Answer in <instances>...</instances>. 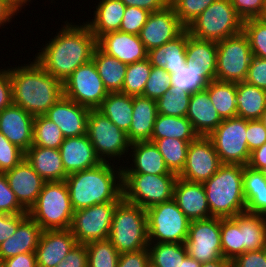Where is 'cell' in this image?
I'll return each mask as SVG.
<instances>
[{
  "mask_svg": "<svg viewBox=\"0 0 266 267\" xmlns=\"http://www.w3.org/2000/svg\"><path fill=\"white\" fill-rule=\"evenodd\" d=\"M64 21L61 29L35 54L34 60L62 83L82 64L93 59L97 38L83 22ZM76 24V25H75Z\"/></svg>",
  "mask_w": 266,
  "mask_h": 267,
  "instance_id": "obj_1",
  "label": "cell"
},
{
  "mask_svg": "<svg viewBox=\"0 0 266 267\" xmlns=\"http://www.w3.org/2000/svg\"><path fill=\"white\" fill-rule=\"evenodd\" d=\"M29 63L5 68L12 82L13 104L36 117L45 115L63 96V83L45 71L34 59Z\"/></svg>",
  "mask_w": 266,
  "mask_h": 267,
  "instance_id": "obj_2",
  "label": "cell"
},
{
  "mask_svg": "<svg viewBox=\"0 0 266 267\" xmlns=\"http://www.w3.org/2000/svg\"><path fill=\"white\" fill-rule=\"evenodd\" d=\"M116 166V167H115ZM99 165L68 175L65 179L74 211L123 198L122 164ZM118 166V167H117Z\"/></svg>",
  "mask_w": 266,
  "mask_h": 267,
  "instance_id": "obj_3",
  "label": "cell"
},
{
  "mask_svg": "<svg viewBox=\"0 0 266 267\" xmlns=\"http://www.w3.org/2000/svg\"><path fill=\"white\" fill-rule=\"evenodd\" d=\"M203 185L211 217L233 218L245 212L242 165L222 164Z\"/></svg>",
  "mask_w": 266,
  "mask_h": 267,
  "instance_id": "obj_4",
  "label": "cell"
},
{
  "mask_svg": "<svg viewBox=\"0 0 266 267\" xmlns=\"http://www.w3.org/2000/svg\"><path fill=\"white\" fill-rule=\"evenodd\" d=\"M108 240L119 254L146 249L149 245L146 209L122 198L116 205Z\"/></svg>",
  "mask_w": 266,
  "mask_h": 267,
  "instance_id": "obj_5",
  "label": "cell"
},
{
  "mask_svg": "<svg viewBox=\"0 0 266 267\" xmlns=\"http://www.w3.org/2000/svg\"><path fill=\"white\" fill-rule=\"evenodd\" d=\"M74 210L65 180L45 182L28 215L43 229H70Z\"/></svg>",
  "mask_w": 266,
  "mask_h": 267,
  "instance_id": "obj_6",
  "label": "cell"
},
{
  "mask_svg": "<svg viewBox=\"0 0 266 267\" xmlns=\"http://www.w3.org/2000/svg\"><path fill=\"white\" fill-rule=\"evenodd\" d=\"M186 30L195 38L220 42L243 31V20L231 0H216Z\"/></svg>",
  "mask_w": 266,
  "mask_h": 267,
  "instance_id": "obj_7",
  "label": "cell"
},
{
  "mask_svg": "<svg viewBox=\"0 0 266 267\" xmlns=\"http://www.w3.org/2000/svg\"><path fill=\"white\" fill-rule=\"evenodd\" d=\"M177 178L176 174L122 173L123 198L144 209L169 201Z\"/></svg>",
  "mask_w": 266,
  "mask_h": 267,
  "instance_id": "obj_8",
  "label": "cell"
},
{
  "mask_svg": "<svg viewBox=\"0 0 266 267\" xmlns=\"http://www.w3.org/2000/svg\"><path fill=\"white\" fill-rule=\"evenodd\" d=\"M87 135L102 162H111L112 160L113 163L120 165L121 159L123 163H125V159H128L126 156L130 151L131 143L127 133L97 109H91L88 115ZM115 160L119 162H115Z\"/></svg>",
  "mask_w": 266,
  "mask_h": 267,
  "instance_id": "obj_9",
  "label": "cell"
},
{
  "mask_svg": "<svg viewBox=\"0 0 266 267\" xmlns=\"http://www.w3.org/2000/svg\"><path fill=\"white\" fill-rule=\"evenodd\" d=\"M146 215L148 242L185 243L191 221L174 199L147 208Z\"/></svg>",
  "mask_w": 266,
  "mask_h": 267,
  "instance_id": "obj_10",
  "label": "cell"
},
{
  "mask_svg": "<svg viewBox=\"0 0 266 267\" xmlns=\"http://www.w3.org/2000/svg\"><path fill=\"white\" fill-rule=\"evenodd\" d=\"M247 119L233 117L223 119L208 136L221 164L248 165L250 151L246 139Z\"/></svg>",
  "mask_w": 266,
  "mask_h": 267,
  "instance_id": "obj_11",
  "label": "cell"
},
{
  "mask_svg": "<svg viewBox=\"0 0 266 267\" xmlns=\"http://www.w3.org/2000/svg\"><path fill=\"white\" fill-rule=\"evenodd\" d=\"M252 57L249 39L243 31L217 42L216 80L245 81Z\"/></svg>",
  "mask_w": 266,
  "mask_h": 267,
  "instance_id": "obj_12",
  "label": "cell"
},
{
  "mask_svg": "<svg viewBox=\"0 0 266 267\" xmlns=\"http://www.w3.org/2000/svg\"><path fill=\"white\" fill-rule=\"evenodd\" d=\"M107 95L93 60L79 66L63 82V96L89 109H97Z\"/></svg>",
  "mask_w": 266,
  "mask_h": 267,
  "instance_id": "obj_13",
  "label": "cell"
},
{
  "mask_svg": "<svg viewBox=\"0 0 266 267\" xmlns=\"http://www.w3.org/2000/svg\"><path fill=\"white\" fill-rule=\"evenodd\" d=\"M118 202H107L74 211L70 230L77 244L107 240Z\"/></svg>",
  "mask_w": 266,
  "mask_h": 267,
  "instance_id": "obj_14",
  "label": "cell"
},
{
  "mask_svg": "<svg viewBox=\"0 0 266 267\" xmlns=\"http://www.w3.org/2000/svg\"><path fill=\"white\" fill-rule=\"evenodd\" d=\"M185 245L188 255L200 263L221 259V218L191 221Z\"/></svg>",
  "mask_w": 266,
  "mask_h": 267,
  "instance_id": "obj_15",
  "label": "cell"
},
{
  "mask_svg": "<svg viewBox=\"0 0 266 267\" xmlns=\"http://www.w3.org/2000/svg\"><path fill=\"white\" fill-rule=\"evenodd\" d=\"M221 165L212 141L208 137L198 136L189 144L186 163L178 177L189 182L203 183L213 176Z\"/></svg>",
  "mask_w": 266,
  "mask_h": 267,
  "instance_id": "obj_16",
  "label": "cell"
},
{
  "mask_svg": "<svg viewBox=\"0 0 266 267\" xmlns=\"http://www.w3.org/2000/svg\"><path fill=\"white\" fill-rule=\"evenodd\" d=\"M186 27L169 4L163 10L151 12L139 34L147 51L162 46L180 36Z\"/></svg>",
  "mask_w": 266,
  "mask_h": 267,
  "instance_id": "obj_17",
  "label": "cell"
},
{
  "mask_svg": "<svg viewBox=\"0 0 266 267\" xmlns=\"http://www.w3.org/2000/svg\"><path fill=\"white\" fill-rule=\"evenodd\" d=\"M5 176L17 201L28 212L35 204L46 181L25 158L14 168L6 171Z\"/></svg>",
  "mask_w": 266,
  "mask_h": 267,
  "instance_id": "obj_18",
  "label": "cell"
},
{
  "mask_svg": "<svg viewBox=\"0 0 266 267\" xmlns=\"http://www.w3.org/2000/svg\"><path fill=\"white\" fill-rule=\"evenodd\" d=\"M89 108L62 96L45 114L60 127L65 138L87 134Z\"/></svg>",
  "mask_w": 266,
  "mask_h": 267,
  "instance_id": "obj_19",
  "label": "cell"
},
{
  "mask_svg": "<svg viewBox=\"0 0 266 267\" xmlns=\"http://www.w3.org/2000/svg\"><path fill=\"white\" fill-rule=\"evenodd\" d=\"M97 46L104 53L127 65L145 60L148 55L139 35L122 31H111L103 34L97 39Z\"/></svg>",
  "mask_w": 266,
  "mask_h": 267,
  "instance_id": "obj_20",
  "label": "cell"
},
{
  "mask_svg": "<svg viewBox=\"0 0 266 267\" xmlns=\"http://www.w3.org/2000/svg\"><path fill=\"white\" fill-rule=\"evenodd\" d=\"M77 244L70 229L43 230L35 250L38 267H55Z\"/></svg>",
  "mask_w": 266,
  "mask_h": 267,
  "instance_id": "obj_21",
  "label": "cell"
},
{
  "mask_svg": "<svg viewBox=\"0 0 266 267\" xmlns=\"http://www.w3.org/2000/svg\"><path fill=\"white\" fill-rule=\"evenodd\" d=\"M34 116L12 104L0 112V133L26 152L33 143Z\"/></svg>",
  "mask_w": 266,
  "mask_h": 267,
  "instance_id": "obj_22",
  "label": "cell"
},
{
  "mask_svg": "<svg viewBox=\"0 0 266 267\" xmlns=\"http://www.w3.org/2000/svg\"><path fill=\"white\" fill-rule=\"evenodd\" d=\"M59 151L67 175L93 168L102 162L87 134L65 138Z\"/></svg>",
  "mask_w": 266,
  "mask_h": 267,
  "instance_id": "obj_23",
  "label": "cell"
},
{
  "mask_svg": "<svg viewBox=\"0 0 266 267\" xmlns=\"http://www.w3.org/2000/svg\"><path fill=\"white\" fill-rule=\"evenodd\" d=\"M173 199L190 221L211 218L203 183L177 178Z\"/></svg>",
  "mask_w": 266,
  "mask_h": 267,
  "instance_id": "obj_24",
  "label": "cell"
},
{
  "mask_svg": "<svg viewBox=\"0 0 266 267\" xmlns=\"http://www.w3.org/2000/svg\"><path fill=\"white\" fill-rule=\"evenodd\" d=\"M129 158L123 164L122 173L175 174L167 168L164 158L151 141L135 142L130 145Z\"/></svg>",
  "mask_w": 266,
  "mask_h": 267,
  "instance_id": "obj_25",
  "label": "cell"
},
{
  "mask_svg": "<svg viewBox=\"0 0 266 267\" xmlns=\"http://www.w3.org/2000/svg\"><path fill=\"white\" fill-rule=\"evenodd\" d=\"M186 118L198 136L208 137L223 121L214 108L205 88L191 94Z\"/></svg>",
  "mask_w": 266,
  "mask_h": 267,
  "instance_id": "obj_26",
  "label": "cell"
},
{
  "mask_svg": "<svg viewBox=\"0 0 266 267\" xmlns=\"http://www.w3.org/2000/svg\"><path fill=\"white\" fill-rule=\"evenodd\" d=\"M42 232L43 229L28 215L18 225L16 232L0 244V259L35 252Z\"/></svg>",
  "mask_w": 266,
  "mask_h": 267,
  "instance_id": "obj_27",
  "label": "cell"
},
{
  "mask_svg": "<svg viewBox=\"0 0 266 267\" xmlns=\"http://www.w3.org/2000/svg\"><path fill=\"white\" fill-rule=\"evenodd\" d=\"M25 159L46 182L63 181L68 176L59 149L31 145Z\"/></svg>",
  "mask_w": 266,
  "mask_h": 267,
  "instance_id": "obj_28",
  "label": "cell"
},
{
  "mask_svg": "<svg viewBox=\"0 0 266 267\" xmlns=\"http://www.w3.org/2000/svg\"><path fill=\"white\" fill-rule=\"evenodd\" d=\"M157 114L155 100L144 96L133 97V117L127 133L131 144L151 140Z\"/></svg>",
  "mask_w": 266,
  "mask_h": 267,
  "instance_id": "obj_29",
  "label": "cell"
},
{
  "mask_svg": "<svg viewBox=\"0 0 266 267\" xmlns=\"http://www.w3.org/2000/svg\"><path fill=\"white\" fill-rule=\"evenodd\" d=\"M187 30L176 39L148 51L147 58L154 67L164 68L169 74L186 66Z\"/></svg>",
  "mask_w": 266,
  "mask_h": 267,
  "instance_id": "obj_30",
  "label": "cell"
},
{
  "mask_svg": "<svg viewBox=\"0 0 266 267\" xmlns=\"http://www.w3.org/2000/svg\"><path fill=\"white\" fill-rule=\"evenodd\" d=\"M97 3L93 7V19H88L85 23L98 39L105 33L119 31L126 6L121 0H99Z\"/></svg>",
  "mask_w": 266,
  "mask_h": 267,
  "instance_id": "obj_31",
  "label": "cell"
},
{
  "mask_svg": "<svg viewBox=\"0 0 266 267\" xmlns=\"http://www.w3.org/2000/svg\"><path fill=\"white\" fill-rule=\"evenodd\" d=\"M186 59L210 80H216L217 42L201 40L187 31Z\"/></svg>",
  "mask_w": 266,
  "mask_h": 267,
  "instance_id": "obj_32",
  "label": "cell"
},
{
  "mask_svg": "<svg viewBox=\"0 0 266 267\" xmlns=\"http://www.w3.org/2000/svg\"><path fill=\"white\" fill-rule=\"evenodd\" d=\"M243 193L246 201L245 212L250 214H266V176L259 171L243 166Z\"/></svg>",
  "mask_w": 266,
  "mask_h": 267,
  "instance_id": "obj_33",
  "label": "cell"
},
{
  "mask_svg": "<svg viewBox=\"0 0 266 267\" xmlns=\"http://www.w3.org/2000/svg\"><path fill=\"white\" fill-rule=\"evenodd\" d=\"M237 117L259 120L266 109V90L246 81L236 83Z\"/></svg>",
  "mask_w": 266,
  "mask_h": 267,
  "instance_id": "obj_34",
  "label": "cell"
},
{
  "mask_svg": "<svg viewBox=\"0 0 266 267\" xmlns=\"http://www.w3.org/2000/svg\"><path fill=\"white\" fill-rule=\"evenodd\" d=\"M92 60L108 93L121 92L128 65L104 53L98 46Z\"/></svg>",
  "mask_w": 266,
  "mask_h": 267,
  "instance_id": "obj_35",
  "label": "cell"
},
{
  "mask_svg": "<svg viewBox=\"0 0 266 267\" xmlns=\"http://www.w3.org/2000/svg\"><path fill=\"white\" fill-rule=\"evenodd\" d=\"M97 110L122 131L129 132L133 117V96L121 92L108 93Z\"/></svg>",
  "mask_w": 266,
  "mask_h": 267,
  "instance_id": "obj_36",
  "label": "cell"
},
{
  "mask_svg": "<svg viewBox=\"0 0 266 267\" xmlns=\"http://www.w3.org/2000/svg\"><path fill=\"white\" fill-rule=\"evenodd\" d=\"M233 219L241 228L243 253L246 251L265 249L266 220L264 215L244 212L234 216Z\"/></svg>",
  "mask_w": 266,
  "mask_h": 267,
  "instance_id": "obj_37",
  "label": "cell"
},
{
  "mask_svg": "<svg viewBox=\"0 0 266 267\" xmlns=\"http://www.w3.org/2000/svg\"><path fill=\"white\" fill-rule=\"evenodd\" d=\"M177 138L180 140H195L198 135L191 122L185 117L157 114L151 140L163 138Z\"/></svg>",
  "mask_w": 266,
  "mask_h": 267,
  "instance_id": "obj_38",
  "label": "cell"
},
{
  "mask_svg": "<svg viewBox=\"0 0 266 267\" xmlns=\"http://www.w3.org/2000/svg\"><path fill=\"white\" fill-rule=\"evenodd\" d=\"M206 89L214 108L222 119L237 116L236 83L212 80Z\"/></svg>",
  "mask_w": 266,
  "mask_h": 267,
  "instance_id": "obj_39",
  "label": "cell"
},
{
  "mask_svg": "<svg viewBox=\"0 0 266 267\" xmlns=\"http://www.w3.org/2000/svg\"><path fill=\"white\" fill-rule=\"evenodd\" d=\"M150 141L153 142L160 151L170 172L179 175L186 163L189 144L194 140H180L168 137Z\"/></svg>",
  "mask_w": 266,
  "mask_h": 267,
  "instance_id": "obj_40",
  "label": "cell"
},
{
  "mask_svg": "<svg viewBox=\"0 0 266 267\" xmlns=\"http://www.w3.org/2000/svg\"><path fill=\"white\" fill-rule=\"evenodd\" d=\"M150 267H180L188 255L185 243L149 242Z\"/></svg>",
  "mask_w": 266,
  "mask_h": 267,
  "instance_id": "obj_41",
  "label": "cell"
},
{
  "mask_svg": "<svg viewBox=\"0 0 266 267\" xmlns=\"http://www.w3.org/2000/svg\"><path fill=\"white\" fill-rule=\"evenodd\" d=\"M64 139L60 127L48 117L39 115L34 118L32 145L59 149Z\"/></svg>",
  "mask_w": 266,
  "mask_h": 267,
  "instance_id": "obj_42",
  "label": "cell"
},
{
  "mask_svg": "<svg viewBox=\"0 0 266 267\" xmlns=\"http://www.w3.org/2000/svg\"><path fill=\"white\" fill-rule=\"evenodd\" d=\"M191 94L177 86H170L157 101V112L167 116L185 117Z\"/></svg>",
  "mask_w": 266,
  "mask_h": 267,
  "instance_id": "obj_43",
  "label": "cell"
},
{
  "mask_svg": "<svg viewBox=\"0 0 266 267\" xmlns=\"http://www.w3.org/2000/svg\"><path fill=\"white\" fill-rule=\"evenodd\" d=\"M152 65L148 58L129 64L121 93L129 96H142L146 82L150 76Z\"/></svg>",
  "mask_w": 266,
  "mask_h": 267,
  "instance_id": "obj_44",
  "label": "cell"
},
{
  "mask_svg": "<svg viewBox=\"0 0 266 267\" xmlns=\"http://www.w3.org/2000/svg\"><path fill=\"white\" fill-rule=\"evenodd\" d=\"M222 256L233 261L243 253L241 228L233 218H221Z\"/></svg>",
  "mask_w": 266,
  "mask_h": 267,
  "instance_id": "obj_45",
  "label": "cell"
},
{
  "mask_svg": "<svg viewBox=\"0 0 266 267\" xmlns=\"http://www.w3.org/2000/svg\"><path fill=\"white\" fill-rule=\"evenodd\" d=\"M88 267H117L119 253L107 240L94 241L86 244Z\"/></svg>",
  "mask_w": 266,
  "mask_h": 267,
  "instance_id": "obj_46",
  "label": "cell"
},
{
  "mask_svg": "<svg viewBox=\"0 0 266 267\" xmlns=\"http://www.w3.org/2000/svg\"><path fill=\"white\" fill-rule=\"evenodd\" d=\"M210 80L201 72L194 68L191 61L186 60V66L178 73L171 74L170 86H177L185 92L193 94L205 89Z\"/></svg>",
  "mask_w": 266,
  "mask_h": 267,
  "instance_id": "obj_47",
  "label": "cell"
},
{
  "mask_svg": "<svg viewBox=\"0 0 266 267\" xmlns=\"http://www.w3.org/2000/svg\"><path fill=\"white\" fill-rule=\"evenodd\" d=\"M243 32L249 39L253 56L266 59V21L261 18L243 21Z\"/></svg>",
  "mask_w": 266,
  "mask_h": 267,
  "instance_id": "obj_48",
  "label": "cell"
},
{
  "mask_svg": "<svg viewBox=\"0 0 266 267\" xmlns=\"http://www.w3.org/2000/svg\"><path fill=\"white\" fill-rule=\"evenodd\" d=\"M215 1L216 0H171L169 4L174 8L181 23L187 27Z\"/></svg>",
  "mask_w": 266,
  "mask_h": 267,
  "instance_id": "obj_49",
  "label": "cell"
},
{
  "mask_svg": "<svg viewBox=\"0 0 266 267\" xmlns=\"http://www.w3.org/2000/svg\"><path fill=\"white\" fill-rule=\"evenodd\" d=\"M171 74L164 68L152 66L150 76L146 82L143 95L157 101L166 91L169 90Z\"/></svg>",
  "mask_w": 266,
  "mask_h": 267,
  "instance_id": "obj_50",
  "label": "cell"
},
{
  "mask_svg": "<svg viewBox=\"0 0 266 267\" xmlns=\"http://www.w3.org/2000/svg\"><path fill=\"white\" fill-rule=\"evenodd\" d=\"M25 158V152L0 133V172L5 173Z\"/></svg>",
  "mask_w": 266,
  "mask_h": 267,
  "instance_id": "obj_51",
  "label": "cell"
},
{
  "mask_svg": "<svg viewBox=\"0 0 266 267\" xmlns=\"http://www.w3.org/2000/svg\"><path fill=\"white\" fill-rule=\"evenodd\" d=\"M150 13L142 8L126 6L119 31L139 35Z\"/></svg>",
  "mask_w": 266,
  "mask_h": 267,
  "instance_id": "obj_52",
  "label": "cell"
},
{
  "mask_svg": "<svg viewBox=\"0 0 266 267\" xmlns=\"http://www.w3.org/2000/svg\"><path fill=\"white\" fill-rule=\"evenodd\" d=\"M0 213H28L17 201L15 193L8 185L5 173L0 172Z\"/></svg>",
  "mask_w": 266,
  "mask_h": 267,
  "instance_id": "obj_53",
  "label": "cell"
},
{
  "mask_svg": "<svg viewBox=\"0 0 266 267\" xmlns=\"http://www.w3.org/2000/svg\"><path fill=\"white\" fill-rule=\"evenodd\" d=\"M231 3L243 21L260 18L264 8V0H231Z\"/></svg>",
  "mask_w": 266,
  "mask_h": 267,
  "instance_id": "obj_54",
  "label": "cell"
},
{
  "mask_svg": "<svg viewBox=\"0 0 266 267\" xmlns=\"http://www.w3.org/2000/svg\"><path fill=\"white\" fill-rule=\"evenodd\" d=\"M246 139L250 153L266 143V127L260 120H247Z\"/></svg>",
  "mask_w": 266,
  "mask_h": 267,
  "instance_id": "obj_55",
  "label": "cell"
},
{
  "mask_svg": "<svg viewBox=\"0 0 266 267\" xmlns=\"http://www.w3.org/2000/svg\"><path fill=\"white\" fill-rule=\"evenodd\" d=\"M245 81L266 90V59L252 57Z\"/></svg>",
  "mask_w": 266,
  "mask_h": 267,
  "instance_id": "obj_56",
  "label": "cell"
},
{
  "mask_svg": "<svg viewBox=\"0 0 266 267\" xmlns=\"http://www.w3.org/2000/svg\"><path fill=\"white\" fill-rule=\"evenodd\" d=\"M231 267H266V251H246L231 261Z\"/></svg>",
  "mask_w": 266,
  "mask_h": 267,
  "instance_id": "obj_57",
  "label": "cell"
},
{
  "mask_svg": "<svg viewBox=\"0 0 266 267\" xmlns=\"http://www.w3.org/2000/svg\"><path fill=\"white\" fill-rule=\"evenodd\" d=\"M28 216V213H0V244L13 235L18 225Z\"/></svg>",
  "mask_w": 266,
  "mask_h": 267,
  "instance_id": "obj_58",
  "label": "cell"
},
{
  "mask_svg": "<svg viewBox=\"0 0 266 267\" xmlns=\"http://www.w3.org/2000/svg\"><path fill=\"white\" fill-rule=\"evenodd\" d=\"M55 267H88L86 245L76 244L59 264Z\"/></svg>",
  "mask_w": 266,
  "mask_h": 267,
  "instance_id": "obj_59",
  "label": "cell"
},
{
  "mask_svg": "<svg viewBox=\"0 0 266 267\" xmlns=\"http://www.w3.org/2000/svg\"><path fill=\"white\" fill-rule=\"evenodd\" d=\"M117 267H150L148 248L136 252L119 254Z\"/></svg>",
  "mask_w": 266,
  "mask_h": 267,
  "instance_id": "obj_60",
  "label": "cell"
},
{
  "mask_svg": "<svg viewBox=\"0 0 266 267\" xmlns=\"http://www.w3.org/2000/svg\"><path fill=\"white\" fill-rule=\"evenodd\" d=\"M13 104L12 82L6 68L0 69V112Z\"/></svg>",
  "mask_w": 266,
  "mask_h": 267,
  "instance_id": "obj_61",
  "label": "cell"
},
{
  "mask_svg": "<svg viewBox=\"0 0 266 267\" xmlns=\"http://www.w3.org/2000/svg\"><path fill=\"white\" fill-rule=\"evenodd\" d=\"M3 261V267H38L35 252L18 254Z\"/></svg>",
  "mask_w": 266,
  "mask_h": 267,
  "instance_id": "obj_62",
  "label": "cell"
},
{
  "mask_svg": "<svg viewBox=\"0 0 266 267\" xmlns=\"http://www.w3.org/2000/svg\"><path fill=\"white\" fill-rule=\"evenodd\" d=\"M125 6L138 7L149 12H157L163 10L169 5L168 0H121Z\"/></svg>",
  "mask_w": 266,
  "mask_h": 267,
  "instance_id": "obj_63",
  "label": "cell"
},
{
  "mask_svg": "<svg viewBox=\"0 0 266 267\" xmlns=\"http://www.w3.org/2000/svg\"><path fill=\"white\" fill-rule=\"evenodd\" d=\"M247 166L259 171L266 169V143L251 152Z\"/></svg>",
  "mask_w": 266,
  "mask_h": 267,
  "instance_id": "obj_64",
  "label": "cell"
},
{
  "mask_svg": "<svg viewBox=\"0 0 266 267\" xmlns=\"http://www.w3.org/2000/svg\"><path fill=\"white\" fill-rule=\"evenodd\" d=\"M17 14L19 12L6 0H0V28H5L6 24H10L15 15L18 16Z\"/></svg>",
  "mask_w": 266,
  "mask_h": 267,
  "instance_id": "obj_65",
  "label": "cell"
},
{
  "mask_svg": "<svg viewBox=\"0 0 266 267\" xmlns=\"http://www.w3.org/2000/svg\"><path fill=\"white\" fill-rule=\"evenodd\" d=\"M201 267H231V261L222 257L218 260L201 263Z\"/></svg>",
  "mask_w": 266,
  "mask_h": 267,
  "instance_id": "obj_66",
  "label": "cell"
},
{
  "mask_svg": "<svg viewBox=\"0 0 266 267\" xmlns=\"http://www.w3.org/2000/svg\"><path fill=\"white\" fill-rule=\"evenodd\" d=\"M11 6H13L19 13L22 12L21 10L25 6L29 5L32 2V0H6ZM30 2V3H29ZM24 6V7H23Z\"/></svg>",
  "mask_w": 266,
  "mask_h": 267,
  "instance_id": "obj_67",
  "label": "cell"
},
{
  "mask_svg": "<svg viewBox=\"0 0 266 267\" xmlns=\"http://www.w3.org/2000/svg\"><path fill=\"white\" fill-rule=\"evenodd\" d=\"M180 267H201V263L187 255L181 262Z\"/></svg>",
  "mask_w": 266,
  "mask_h": 267,
  "instance_id": "obj_68",
  "label": "cell"
},
{
  "mask_svg": "<svg viewBox=\"0 0 266 267\" xmlns=\"http://www.w3.org/2000/svg\"><path fill=\"white\" fill-rule=\"evenodd\" d=\"M260 18L266 21V0H264V8Z\"/></svg>",
  "mask_w": 266,
  "mask_h": 267,
  "instance_id": "obj_69",
  "label": "cell"
},
{
  "mask_svg": "<svg viewBox=\"0 0 266 267\" xmlns=\"http://www.w3.org/2000/svg\"><path fill=\"white\" fill-rule=\"evenodd\" d=\"M263 124L264 126L266 127V109L265 111L263 112V114L261 115L260 119H259Z\"/></svg>",
  "mask_w": 266,
  "mask_h": 267,
  "instance_id": "obj_70",
  "label": "cell"
},
{
  "mask_svg": "<svg viewBox=\"0 0 266 267\" xmlns=\"http://www.w3.org/2000/svg\"><path fill=\"white\" fill-rule=\"evenodd\" d=\"M0 267H3V261L0 259Z\"/></svg>",
  "mask_w": 266,
  "mask_h": 267,
  "instance_id": "obj_71",
  "label": "cell"
}]
</instances>
